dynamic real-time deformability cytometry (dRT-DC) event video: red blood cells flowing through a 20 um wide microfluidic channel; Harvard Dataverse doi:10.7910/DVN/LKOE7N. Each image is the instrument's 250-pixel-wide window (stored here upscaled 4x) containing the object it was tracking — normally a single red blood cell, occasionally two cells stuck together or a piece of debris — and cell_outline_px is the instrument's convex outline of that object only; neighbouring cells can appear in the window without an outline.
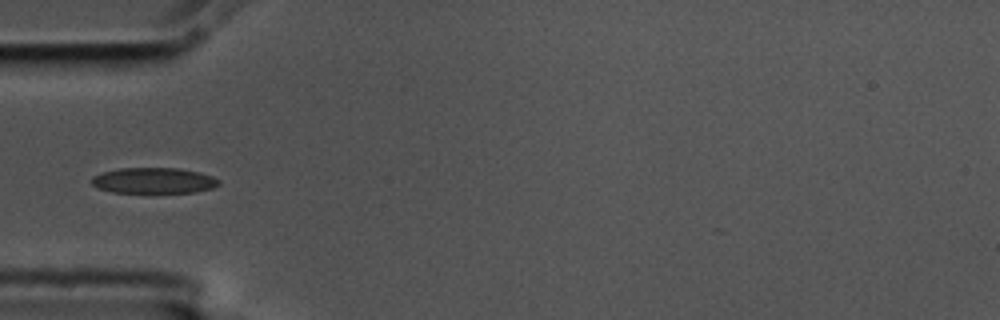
{"species": "common noctule bat (a hibernating species)", "species_latin": "Nyctalus noctula", "temperature_condition": "cold", "stored_images_in_passage": 39, "camera_frame_rate_fps": 3000, "um_per_image_px": 0.085, "animal": {"sex": "male", "body_mass_g": 17.5, "forearm_length_mm": 52.3}, "frame": {"image": 1, "passage_image": 1, "time_ms": 0.0, "image_size_px": [1000, 320], "cell_outline_px": [[220, 184], [212, 188], [196, 192], [112, 192], [96, 188], [92, 184], [92, 176], [104, 172], [120, 168], [180, 168], [212, 176], [220, 180]], "centroid_in_image_um": [13.06, 15.35], "position_along_channel_um": 71.9, "area_um2": 18.96}}
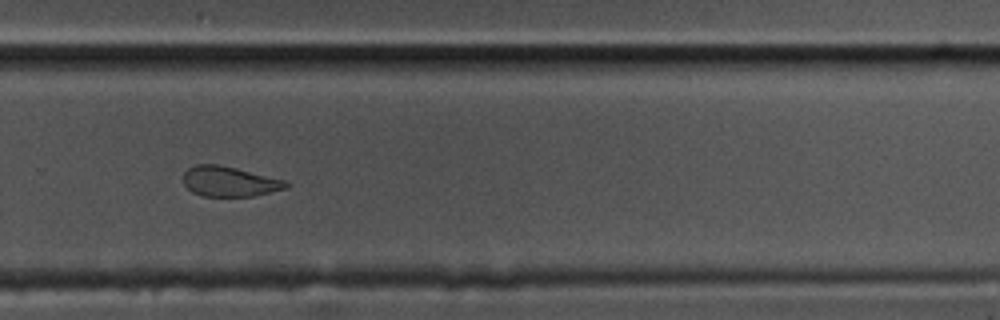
{"frame": {"image": 2, "passage_image": 21, "time_ms": 6.667, "image_size_px": [1000, 320], "cell_outline_px": [[292, 184], [288, 188], [252, 196], [204, 196], [192, 192], [184, 184], [184, 172], [188, 168], [196, 164], [220, 164], [288, 180]], "centroid_in_image_um": [19.56, 15.41], "position_along_channel_um": 310.2, "area_um2": 18.26}}
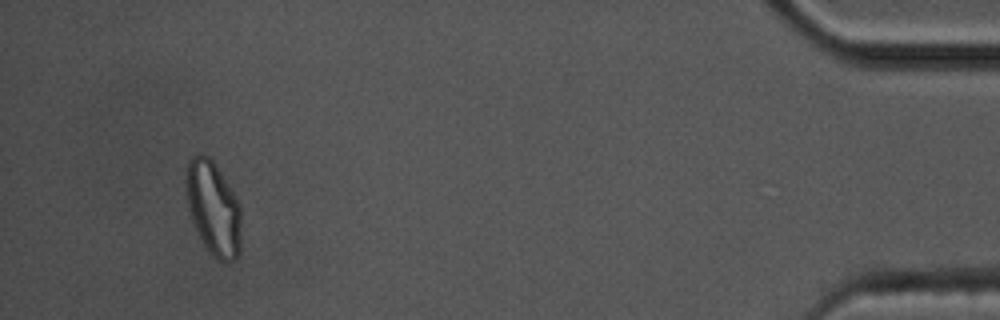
{"frame": {"image": 3, "passage_image": 36, "time_ms": 11.667, "image_size_px": [1000, 320], "cell_outline_px": [[240, 252], [228, 264], [224, 264], [216, 260], [208, 252], [196, 228], [188, 204], [184, 180], [188, 160], [196, 152], [200, 152], [208, 156], [216, 164], [240, 204]], "centroid_in_image_um": [18.12, 17.69], "position_along_channel_um": 417.1, "area_um2": 30.4}}